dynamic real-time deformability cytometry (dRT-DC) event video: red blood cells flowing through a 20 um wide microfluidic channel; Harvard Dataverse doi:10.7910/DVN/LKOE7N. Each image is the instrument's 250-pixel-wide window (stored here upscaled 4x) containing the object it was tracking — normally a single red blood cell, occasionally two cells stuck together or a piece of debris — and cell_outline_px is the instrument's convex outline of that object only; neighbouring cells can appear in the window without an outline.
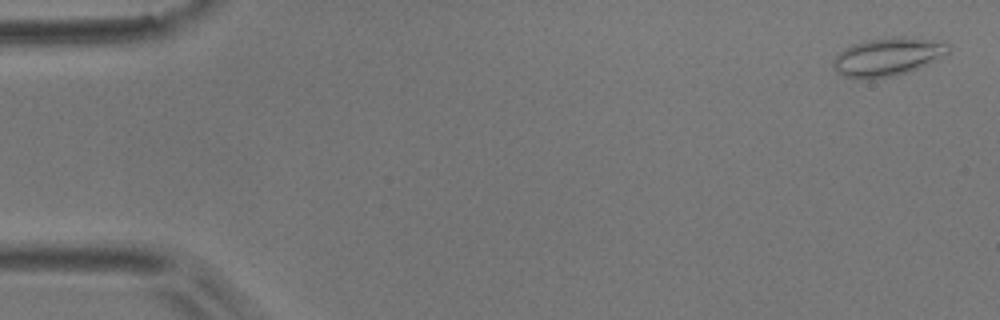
{"species": "common noctule bat (a hibernating species)", "species_latin": "Nyctalus noctula", "temperature_condition": "room temperature", "stored_images_in_passage": 55, "camera_frame_rate_fps": 3000, "um_per_image_px": 0.085, "animal": {"sex": "male", "body_mass_g": 17.9}, "frame": {"image": 1, "passage_image": 2, "time_ms": 0.333, "image_size_px": [1000, 320], "cell_outline_px": [[952, 48], [948, 52], [908, 72], [892, 76], [868, 80], [844, 76], [836, 72], [832, 64], [832, 60], [844, 48], [852, 44], [868, 40], [900, 36], [904, 36], [952, 44]], "centroid_in_image_um": [75.39, 4.83], "position_along_channel_um": 9.6, "area_um2": 25.32}}
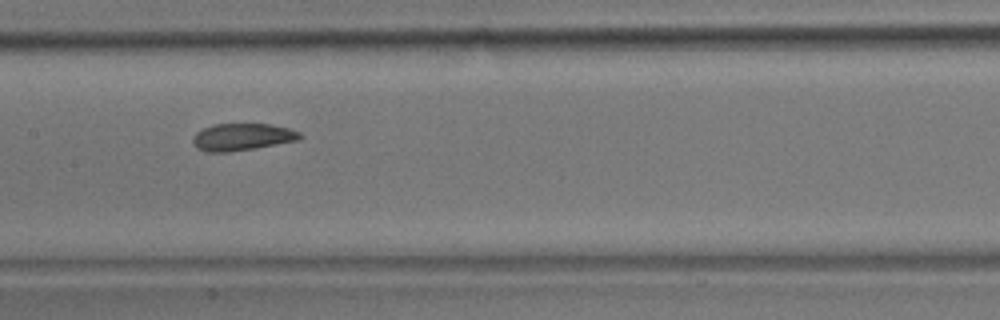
{"frame": {"image": 2, "passage_image": 27, "time_ms": 8.667, "image_size_px": [1000, 320], "cell_outline_px": [[304, 136], [300, 140], [256, 148], [228, 152], [208, 152], [196, 148], [192, 144], [192, 136], [196, 132], [212, 124], [268, 124], [288, 128], [300, 132]], "centroid_in_image_um": [20.58, 11.65], "position_along_channel_um": 186.8, "area_um2": 17.11}}
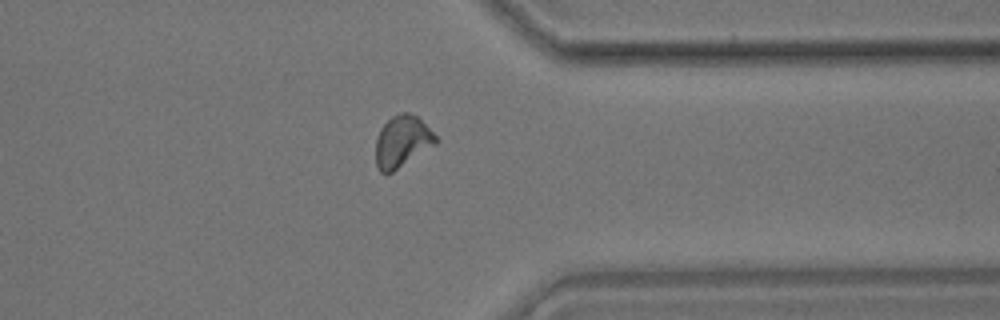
{"frame": {"image": 3, "passage_image": 43, "time_ms": 14.0, "image_size_px": [1000, 320], "cell_outline_px": [[440, 140], [436, 144], [392, 172], [380, 172], [376, 168], [376, 140], [380, 128], [392, 116], [400, 112], [408, 112], [416, 116]], "centroid_in_image_um": [34.17, 12.02], "position_along_channel_um": 377.2, "area_um2": 17.86}, "authors_computed_cell_mechanics": {"area_um2": 17.8602, "velocity_mm_per_s": 3.6765, "shape_relaxation_time_tau1_ms": 7.9094, "shape_relaxation_time_tau2_ms": 1.9974, "deformation_change_tau1": 0.1635, "deformation_change_tau2": 0.0785}}